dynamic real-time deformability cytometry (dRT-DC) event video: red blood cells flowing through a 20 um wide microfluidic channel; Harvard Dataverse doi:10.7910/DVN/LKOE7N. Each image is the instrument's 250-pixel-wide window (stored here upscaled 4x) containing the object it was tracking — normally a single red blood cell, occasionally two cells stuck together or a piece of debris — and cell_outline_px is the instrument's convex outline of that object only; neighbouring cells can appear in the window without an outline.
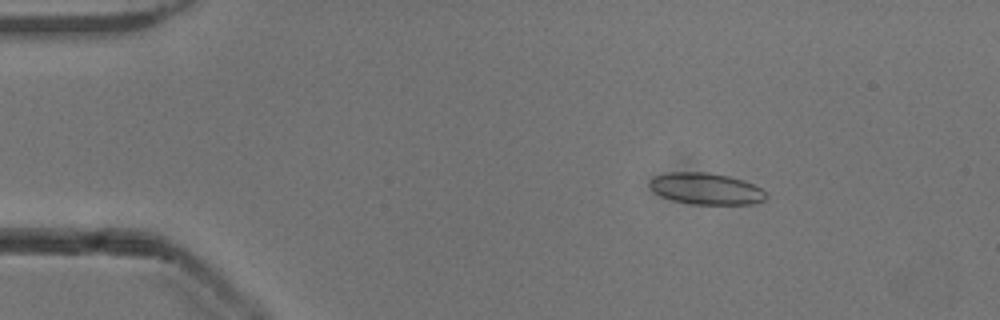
{"species": "common noctule bat (a hibernating species)", "species_latin": "Nyctalus noctula", "temperature_condition": "cold", "stored_images_in_passage": 53, "camera_frame_rate_fps": 3000, "um_per_image_px": 0.085, "animal": {"sex": "male", "body_mass_g": 13.3}, "frame": {"image": 1, "passage_image": 9, "time_ms": 2.667, "image_size_px": [1000, 320], "cell_outline_px": [[768, 196], [764, 200], [756, 204], [692, 204], [672, 200], [656, 192], [648, 184], [656, 176], [668, 172], [708, 172], [728, 176], [744, 180], [760, 188]], "centroid_in_image_um": [60.06, 16.04], "position_along_channel_um": 24.9, "area_um2": 21.15}}
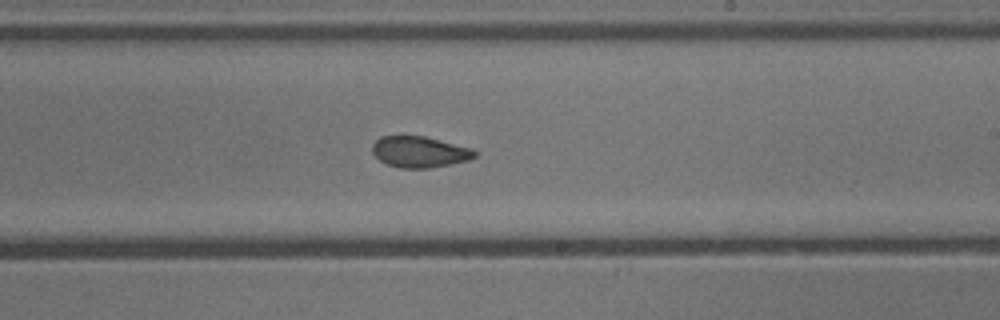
{"frame": {"image": 2, "passage_image": 32, "time_ms": 10.333, "image_size_px": [1000, 320], "cell_outline_px": [[480, 152], [476, 156], [468, 160], [428, 168], [400, 168], [384, 164], [372, 152], [372, 144], [380, 136], [424, 136], [472, 148]], "centroid_in_image_um": [35.66, 12.91], "position_along_channel_um": 253.3, "area_um2": 18.61}}
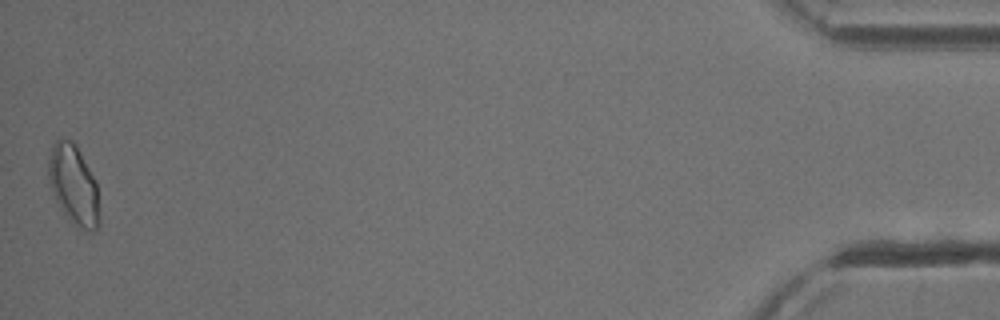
{"frame": {"image": 3, "passage_image": 53, "time_ms": 17.333, "image_size_px": [1000, 320], "cell_outline_px": [[100, 224], [96, 232], [84, 232], [68, 220], [60, 208], [56, 200], [48, 176], [48, 160], [52, 144], [56, 140], [72, 140], [76, 144], [96, 180], [100, 216]], "centroid_in_image_um": [6.29, 15.78], "position_along_channel_um": 428.9, "area_um2": 24.04}, "authors_computed_cell_mechanics": {"area_um2": 19.7676, "velocity_mm_per_s": 3.907, "shape_relaxation_time_tau1_ms": 8.3055, "shape_relaxation_time_tau2_ms": 1.4339, "deformation_change_tau1": 0.1462, "deformation_change_tau2": 0.0476}}